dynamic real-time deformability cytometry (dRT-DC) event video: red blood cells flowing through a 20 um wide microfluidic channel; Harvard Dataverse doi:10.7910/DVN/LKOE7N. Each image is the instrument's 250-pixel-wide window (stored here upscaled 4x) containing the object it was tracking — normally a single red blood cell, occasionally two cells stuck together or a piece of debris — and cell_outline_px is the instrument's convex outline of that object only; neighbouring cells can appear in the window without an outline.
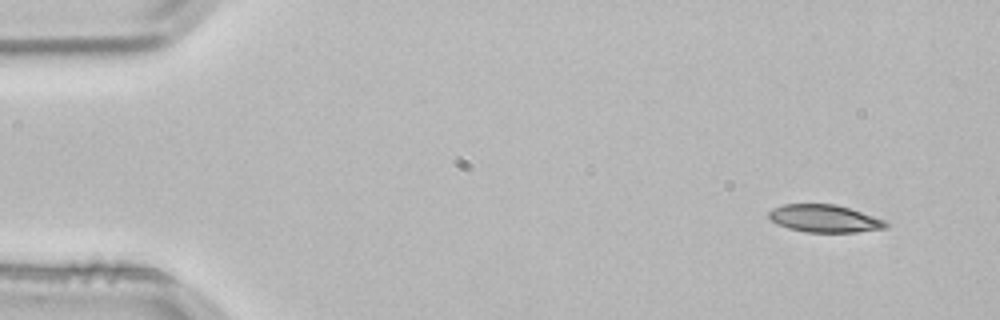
{"species": "common noctule bat (a hibernating species)", "species_latin": "Nyctalus noctula", "temperature_condition": "room temperature", "stored_images_in_passage": 3, "camera_frame_rate_fps": 3000, "um_per_image_px": 0.085, "animal": {"sex": "male", "body_mass_g": 21.5, "forearm_length_mm": 52.0}, "frame": {"image": 1, "passage_image": 1, "time_ms": 0.0, "image_size_px": [1000, 320], "cell_outline_px": [[888, 228], [856, 232], [804, 232], [788, 228], [776, 224], [768, 216], [768, 212], [772, 208], [784, 204], [836, 204], [884, 220], [888, 224]], "centroid_in_image_um": [70.05, 18.58], "position_along_channel_um": 15.0, "area_um2": 18.73}}
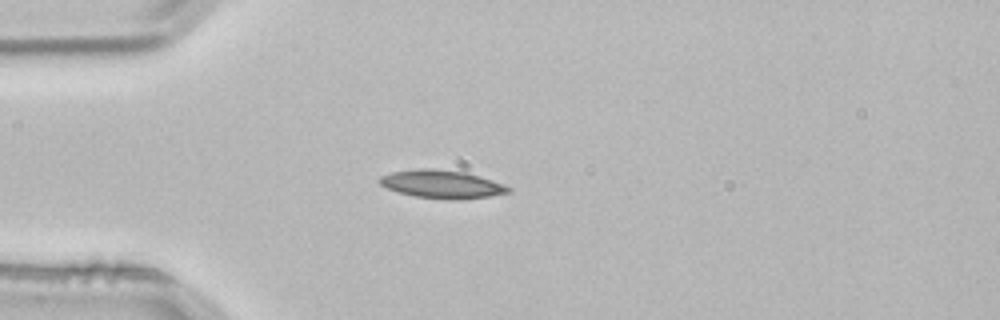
{"frame": {"image": 2, "passage_image": 3, "time_ms": 0.667, "image_size_px": [1000, 320], "cell_outline_px": [[512, 192], [488, 196], [456, 200], [416, 196], [400, 192], [388, 188], [380, 184], [380, 176], [392, 172], [420, 168], [432, 168], [464, 172], [480, 176], [504, 184], [512, 188]], "centroid_in_image_um": [37.6, 15.65], "position_along_channel_um": 47.4, "area_um2": 20.87}}